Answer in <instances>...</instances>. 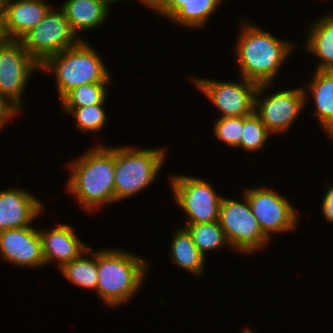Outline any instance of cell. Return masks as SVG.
I'll return each instance as SVG.
<instances>
[{
    "mask_svg": "<svg viewBox=\"0 0 333 333\" xmlns=\"http://www.w3.org/2000/svg\"><path fill=\"white\" fill-rule=\"evenodd\" d=\"M67 166V191L89 213L115 203L114 147L97 144Z\"/></svg>",
    "mask_w": 333,
    "mask_h": 333,
    "instance_id": "6da1fadb",
    "label": "cell"
},
{
    "mask_svg": "<svg viewBox=\"0 0 333 333\" xmlns=\"http://www.w3.org/2000/svg\"><path fill=\"white\" fill-rule=\"evenodd\" d=\"M234 53L240 77L258 85L272 84L279 69L297 46L242 21ZM286 58V59H285Z\"/></svg>",
    "mask_w": 333,
    "mask_h": 333,
    "instance_id": "7a4b0ae2",
    "label": "cell"
},
{
    "mask_svg": "<svg viewBox=\"0 0 333 333\" xmlns=\"http://www.w3.org/2000/svg\"><path fill=\"white\" fill-rule=\"evenodd\" d=\"M149 266L147 260L125 250L98 249L96 293L102 303L119 307L129 302L142 288Z\"/></svg>",
    "mask_w": 333,
    "mask_h": 333,
    "instance_id": "3957f363",
    "label": "cell"
},
{
    "mask_svg": "<svg viewBox=\"0 0 333 333\" xmlns=\"http://www.w3.org/2000/svg\"><path fill=\"white\" fill-rule=\"evenodd\" d=\"M103 59L89 42L81 40L74 47L50 56L41 69L55 76L60 100L73 88L91 83H111Z\"/></svg>",
    "mask_w": 333,
    "mask_h": 333,
    "instance_id": "277c9868",
    "label": "cell"
},
{
    "mask_svg": "<svg viewBox=\"0 0 333 333\" xmlns=\"http://www.w3.org/2000/svg\"><path fill=\"white\" fill-rule=\"evenodd\" d=\"M114 147L115 202L144 191L156 181L166 160V149Z\"/></svg>",
    "mask_w": 333,
    "mask_h": 333,
    "instance_id": "5b68a950",
    "label": "cell"
},
{
    "mask_svg": "<svg viewBox=\"0 0 333 333\" xmlns=\"http://www.w3.org/2000/svg\"><path fill=\"white\" fill-rule=\"evenodd\" d=\"M242 199L240 202L223 196L218 222L225 232L231 249L252 254L261 248L264 249L269 239L261 231L245 194Z\"/></svg>",
    "mask_w": 333,
    "mask_h": 333,
    "instance_id": "8992f818",
    "label": "cell"
},
{
    "mask_svg": "<svg viewBox=\"0 0 333 333\" xmlns=\"http://www.w3.org/2000/svg\"><path fill=\"white\" fill-rule=\"evenodd\" d=\"M169 181L174 201L187 214L185 224L218 221L223 196L210 182L187 175H171Z\"/></svg>",
    "mask_w": 333,
    "mask_h": 333,
    "instance_id": "52a82bcc",
    "label": "cell"
},
{
    "mask_svg": "<svg viewBox=\"0 0 333 333\" xmlns=\"http://www.w3.org/2000/svg\"><path fill=\"white\" fill-rule=\"evenodd\" d=\"M25 50L42 65L50 56L77 45L81 39L73 32L65 13L53 7L21 39Z\"/></svg>",
    "mask_w": 333,
    "mask_h": 333,
    "instance_id": "ba28073f",
    "label": "cell"
},
{
    "mask_svg": "<svg viewBox=\"0 0 333 333\" xmlns=\"http://www.w3.org/2000/svg\"><path fill=\"white\" fill-rule=\"evenodd\" d=\"M40 69L41 65L25 50L20 40L0 38V92L20 111L29 78Z\"/></svg>",
    "mask_w": 333,
    "mask_h": 333,
    "instance_id": "9c48e42d",
    "label": "cell"
},
{
    "mask_svg": "<svg viewBox=\"0 0 333 333\" xmlns=\"http://www.w3.org/2000/svg\"><path fill=\"white\" fill-rule=\"evenodd\" d=\"M271 84H260L255 94V114L271 134H281L295 123L305 104L304 88L281 90L265 97ZM264 97V98H262Z\"/></svg>",
    "mask_w": 333,
    "mask_h": 333,
    "instance_id": "30bf717a",
    "label": "cell"
},
{
    "mask_svg": "<svg viewBox=\"0 0 333 333\" xmlns=\"http://www.w3.org/2000/svg\"><path fill=\"white\" fill-rule=\"evenodd\" d=\"M252 213L263 234L270 240L272 233L291 232L298 226V211L287 196H281L274 188L256 187L244 191Z\"/></svg>",
    "mask_w": 333,
    "mask_h": 333,
    "instance_id": "8fae6325",
    "label": "cell"
},
{
    "mask_svg": "<svg viewBox=\"0 0 333 333\" xmlns=\"http://www.w3.org/2000/svg\"><path fill=\"white\" fill-rule=\"evenodd\" d=\"M240 81L227 82L210 78H192L194 85L219 109V117H243L254 113L258 84L243 77Z\"/></svg>",
    "mask_w": 333,
    "mask_h": 333,
    "instance_id": "7c38bea8",
    "label": "cell"
},
{
    "mask_svg": "<svg viewBox=\"0 0 333 333\" xmlns=\"http://www.w3.org/2000/svg\"><path fill=\"white\" fill-rule=\"evenodd\" d=\"M40 229L33 226L0 231V256L18 267L45 266Z\"/></svg>",
    "mask_w": 333,
    "mask_h": 333,
    "instance_id": "4fadbf2b",
    "label": "cell"
},
{
    "mask_svg": "<svg viewBox=\"0 0 333 333\" xmlns=\"http://www.w3.org/2000/svg\"><path fill=\"white\" fill-rule=\"evenodd\" d=\"M42 201L21 188L0 191V231L32 226L41 216Z\"/></svg>",
    "mask_w": 333,
    "mask_h": 333,
    "instance_id": "5bb4252c",
    "label": "cell"
},
{
    "mask_svg": "<svg viewBox=\"0 0 333 333\" xmlns=\"http://www.w3.org/2000/svg\"><path fill=\"white\" fill-rule=\"evenodd\" d=\"M52 8L45 0H6L0 23V36L20 40L34 28Z\"/></svg>",
    "mask_w": 333,
    "mask_h": 333,
    "instance_id": "9a60e30c",
    "label": "cell"
},
{
    "mask_svg": "<svg viewBox=\"0 0 333 333\" xmlns=\"http://www.w3.org/2000/svg\"><path fill=\"white\" fill-rule=\"evenodd\" d=\"M74 230L72 225L61 223L52 229L39 231L46 266L57 261L58 269H61L89 247Z\"/></svg>",
    "mask_w": 333,
    "mask_h": 333,
    "instance_id": "2e32d148",
    "label": "cell"
},
{
    "mask_svg": "<svg viewBox=\"0 0 333 333\" xmlns=\"http://www.w3.org/2000/svg\"><path fill=\"white\" fill-rule=\"evenodd\" d=\"M305 83V103L309 102L307 100L311 94L316 107L313 115L317 116L328 138L333 139V71L315 70L312 79Z\"/></svg>",
    "mask_w": 333,
    "mask_h": 333,
    "instance_id": "e0dca14e",
    "label": "cell"
},
{
    "mask_svg": "<svg viewBox=\"0 0 333 333\" xmlns=\"http://www.w3.org/2000/svg\"><path fill=\"white\" fill-rule=\"evenodd\" d=\"M61 9L73 32L79 37L81 30L100 28L110 13L109 7L100 0H66Z\"/></svg>",
    "mask_w": 333,
    "mask_h": 333,
    "instance_id": "ac0fdd59",
    "label": "cell"
},
{
    "mask_svg": "<svg viewBox=\"0 0 333 333\" xmlns=\"http://www.w3.org/2000/svg\"><path fill=\"white\" fill-rule=\"evenodd\" d=\"M308 33L305 48L319 59L316 70L333 71V13L313 22Z\"/></svg>",
    "mask_w": 333,
    "mask_h": 333,
    "instance_id": "d6986e66",
    "label": "cell"
},
{
    "mask_svg": "<svg viewBox=\"0 0 333 333\" xmlns=\"http://www.w3.org/2000/svg\"><path fill=\"white\" fill-rule=\"evenodd\" d=\"M171 244L170 256L175 264L197 277L204 274L206 257L198 250L184 227L175 230Z\"/></svg>",
    "mask_w": 333,
    "mask_h": 333,
    "instance_id": "ffe728a7",
    "label": "cell"
},
{
    "mask_svg": "<svg viewBox=\"0 0 333 333\" xmlns=\"http://www.w3.org/2000/svg\"><path fill=\"white\" fill-rule=\"evenodd\" d=\"M87 255H91V257L88 258ZM60 272L72 284L96 292L98 282L97 251L93 252L88 247L77 258L65 264Z\"/></svg>",
    "mask_w": 333,
    "mask_h": 333,
    "instance_id": "44dd1931",
    "label": "cell"
},
{
    "mask_svg": "<svg viewBox=\"0 0 333 333\" xmlns=\"http://www.w3.org/2000/svg\"><path fill=\"white\" fill-rule=\"evenodd\" d=\"M222 0H187L170 18L176 25L199 29L217 10Z\"/></svg>",
    "mask_w": 333,
    "mask_h": 333,
    "instance_id": "7402d4cb",
    "label": "cell"
},
{
    "mask_svg": "<svg viewBox=\"0 0 333 333\" xmlns=\"http://www.w3.org/2000/svg\"><path fill=\"white\" fill-rule=\"evenodd\" d=\"M198 250L206 257V252L225 246L231 248L225 232L218 221L211 223L185 224Z\"/></svg>",
    "mask_w": 333,
    "mask_h": 333,
    "instance_id": "603a6c76",
    "label": "cell"
},
{
    "mask_svg": "<svg viewBox=\"0 0 333 333\" xmlns=\"http://www.w3.org/2000/svg\"><path fill=\"white\" fill-rule=\"evenodd\" d=\"M107 98L101 104L85 107H62L63 111L71 114L76 120L75 128L84 133H97L106 124V111L104 109Z\"/></svg>",
    "mask_w": 333,
    "mask_h": 333,
    "instance_id": "cb8c5ba5",
    "label": "cell"
},
{
    "mask_svg": "<svg viewBox=\"0 0 333 333\" xmlns=\"http://www.w3.org/2000/svg\"><path fill=\"white\" fill-rule=\"evenodd\" d=\"M110 83H91L73 88L62 99V107H85L101 104L107 98V85Z\"/></svg>",
    "mask_w": 333,
    "mask_h": 333,
    "instance_id": "d4e9b609",
    "label": "cell"
},
{
    "mask_svg": "<svg viewBox=\"0 0 333 333\" xmlns=\"http://www.w3.org/2000/svg\"><path fill=\"white\" fill-rule=\"evenodd\" d=\"M240 145L237 148L244 149L247 152H258L261 150L271 136L265 124L255 114L243 116V133Z\"/></svg>",
    "mask_w": 333,
    "mask_h": 333,
    "instance_id": "484cf974",
    "label": "cell"
},
{
    "mask_svg": "<svg viewBox=\"0 0 333 333\" xmlns=\"http://www.w3.org/2000/svg\"><path fill=\"white\" fill-rule=\"evenodd\" d=\"M213 125L216 139L231 147L237 148L240 145L243 136V117H219Z\"/></svg>",
    "mask_w": 333,
    "mask_h": 333,
    "instance_id": "4316f807",
    "label": "cell"
},
{
    "mask_svg": "<svg viewBox=\"0 0 333 333\" xmlns=\"http://www.w3.org/2000/svg\"><path fill=\"white\" fill-rule=\"evenodd\" d=\"M187 0H148L145 6L160 16L170 18Z\"/></svg>",
    "mask_w": 333,
    "mask_h": 333,
    "instance_id": "83f0119b",
    "label": "cell"
},
{
    "mask_svg": "<svg viewBox=\"0 0 333 333\" xmlns=\"http://www.w3.org/2000/svg\"><path fill=\"white\" fill-rule=\"evenodd\" d=\"M21 111L0 92V129Z\"/></svg>",
    "mask_w": 333,
    "mask_h": 333,
    "instance_id": "f1b7e54d",
    "label": "cell"
},
{
    "mask_svg": "<svg viewBox=\"0 0 333 333\" xmlns=\"http://www.w3.org/2000/svg\"><path fill=\"white\" fill-rule=\"evenodd\" d=\"M321 211L323 212L322 214L325 216V219L333 223V184L332 186H329L325 195H323Z\"/></svg>",
    "mask_w": 333,
    "mask_h": 333,
    "instance_id": "f546056e",
    "label": "cell"
},
{
    "mask_svg": "<svg viewBox=\"0 0 333 333\" xmlns=\"http://www.w3.org/2000/svg\"><path fill=\"white\" fill-rule=\"evenodd\" d=\"M5 3H6V0H0V23L2 21L3 15H4Z\"/></svg>",
    "mask_w": 333,
    "mask_h": 333,
    "instance_id": "4dcf8cb0",
    "label": "cell"
},
{
    "mask_svg": "<svg viewBox=\"0 0 333 333\" xmlns=\"http://www.w3.org/2000/svg\"><path fill=\"white\" fill-rule=\"evenodd\" d=\"M100 1L105 3L110 8L113 3L115 4V3L123 1V0H100Z\"/></svg>",
    "mask_w": 333,
    "mask_h": 333,
    "instance_id": "1f68e13d",
    "label": "cell"
},
{
    "mask_svg": "<svg viewBox=\"0 0 333 333\" xmlns=\"http://www.w3.org/2000/svg\"><path fill=\"white\" fill-rule=\"evenodd\" d=\"M241 333H255V332H252L250 329H244Z\"/></svg>",
    "mask_w": 333,
    "mask_h": 333,
    "instance_id": "d6a6232c",
    "label": "cell"
},
{
    "mask_svg": "<svg viewBox=\"0 0 333 333\" xmlns=\"http://www.w3.org/2000/svg\"><path fill=\"white\" fill-rule=\"evenodd\" d=\"M148 0H139L140 3H142L143 5H145V3L147 2Z\"/></svg>",
    "mask_w": 333,
    "mask_h": 333,
    "instance_id": "836d02e7",
    "label": "cell"
}]
</instances>
